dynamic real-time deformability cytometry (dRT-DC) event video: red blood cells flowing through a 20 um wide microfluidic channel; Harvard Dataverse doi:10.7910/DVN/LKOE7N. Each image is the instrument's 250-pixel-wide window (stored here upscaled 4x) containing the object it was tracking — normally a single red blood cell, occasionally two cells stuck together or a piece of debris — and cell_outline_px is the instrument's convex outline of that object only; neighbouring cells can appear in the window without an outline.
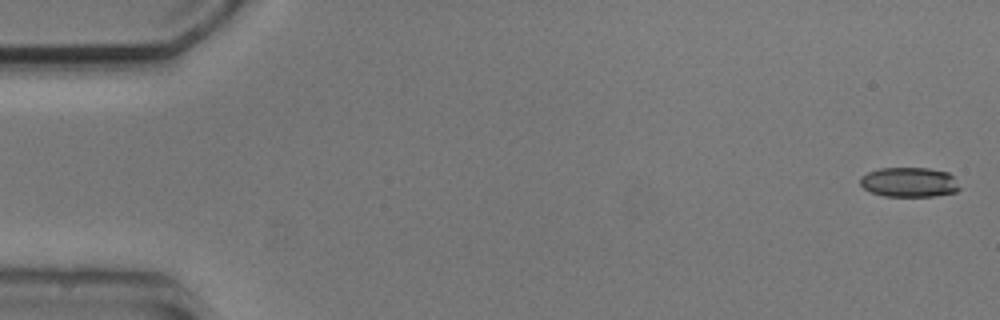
{"species": "common noctule bat (a hibernating species)", "species_latin": "Nyctalus noctula", "temperature_condition": "cold", "stored_images_in_passage": 5, "camera_frame_rate_fps": 3000, "um_per_image_px": 0.085, "animal": {"sex": "male", "body_mass_g": 20.5, "forearm_length_mm": 52.5}, "frame": {"image": 1, "passage_image": 1, "time_ms": 0.0, "image_size_px": [1000, 320], "cell_outline_px": [[960, 188], [956, 192], [936, 196], [884, 196], [872, 192], [864, 188], [860, 184], [860, 176], [868, 172], [880, 168], [928, 168], [948, 172], [952, 176]], "centroid_in_image_um": [77.27, 15.48], "position_along_channel_um": 7.7, "area_um2": 17.17}}
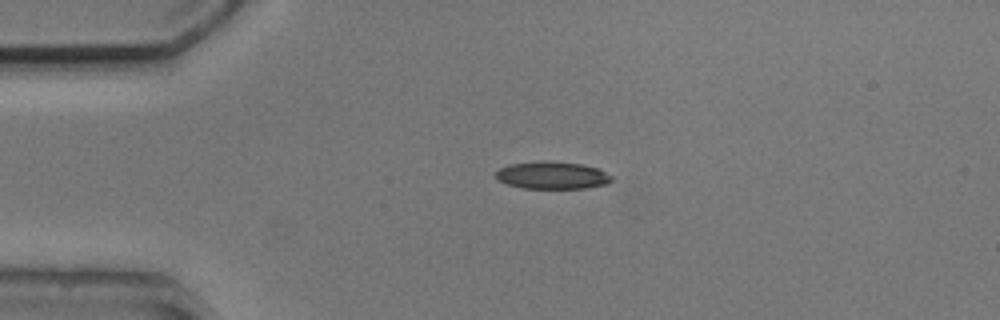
{"frame": {"image": 2, "passage_image": 4, "time_ms": 3.667, "image_size_px": [1000, 320], "cell_outline_px": [[612, 180], [608, 184], [584, 188], [520, 188], [496, 180], [496, 172], [500, 168], [508, 164], [540, 160], [544, 160], [580, 164], [600, 168], [612, 176]], "centroid_in_image_um": [46.93, 14.89], "position_along_channel_um": 38.1, "area_um2": 18.73}}